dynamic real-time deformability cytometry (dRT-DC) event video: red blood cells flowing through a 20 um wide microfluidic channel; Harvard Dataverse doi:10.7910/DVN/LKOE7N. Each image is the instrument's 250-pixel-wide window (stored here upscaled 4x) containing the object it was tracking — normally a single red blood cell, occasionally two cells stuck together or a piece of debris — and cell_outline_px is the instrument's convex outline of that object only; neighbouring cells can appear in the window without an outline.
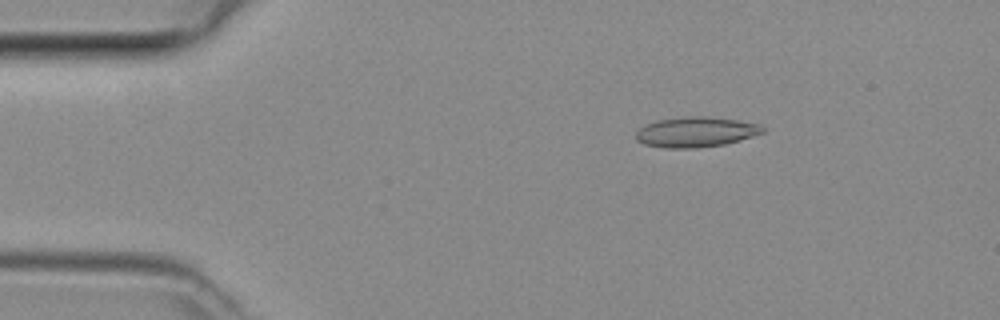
{"species": "common noctule bat (a hibernating species)", "species_latin": "Nyctalus noctula", "temperature_condition": "room temperature", "stored_images_in_passage": 48, "camera_frame_rate_fps": 3000, "um_per_image_px": 0.085, "animal": {"sex": "female", "body_mass_g": 29.2, "forearm_length_mm": 56.3}, "frame": {"image": 1, "passage_image": 8, "time_ms": 2.333, "image_size_px": [1000, 320], "cell_outline_px": [[764, 132], [752, 136], [724, 144], [696, 148], [664, 148], [644, 144], [636, 140], [636, 132], [640, 128], [656, 120], [688, 116], [708, 116], [764, 124]], "centroid_in_image_um": [59.16, 11.21], "position_along_channel_um": 25.8, "area_um2": 22.31}}
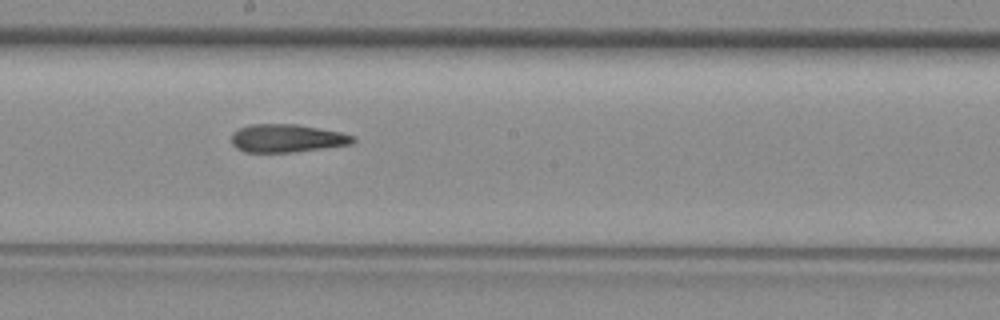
{"frame": {"image": 2, "passage_image": 26, "time_ms": 8.333, "image_size_px": [1000, 320], "cell_outline_px": [[356, 140], [352, 144], [292, 152], [244, 152], [236, 148], [232, 144], [232, 132], [240, 128], [252, 124], [296, 124], [340, 132], [356, 136]], "centroid_in_image_um": [24.39, 11.75], "position_along_channel_um": 223.8, "area_um2": 19.83}}
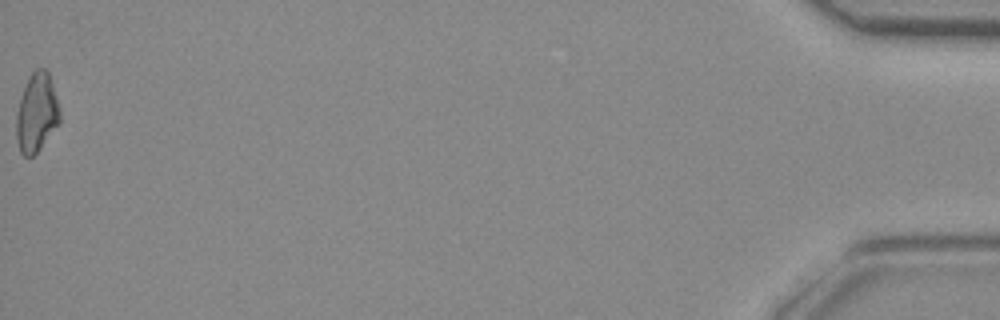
{"frame": {"image": 3, "passage_image": 48, "time_ms": 15.667, "image_size_px": [1000, 320], "cell_outline_px": [[60, 120], [40, 148], [32, 156], [24, 156], [20, 152], [16, 140], [16, 112], [28, 76], [36, 68], [44, 68], [48, 72], [52, 84], [60, 112]], "centroid_in_image_um": [3.09, 9.58], "position_along_channel_um": 432.1, "area_um2": 19.65}}